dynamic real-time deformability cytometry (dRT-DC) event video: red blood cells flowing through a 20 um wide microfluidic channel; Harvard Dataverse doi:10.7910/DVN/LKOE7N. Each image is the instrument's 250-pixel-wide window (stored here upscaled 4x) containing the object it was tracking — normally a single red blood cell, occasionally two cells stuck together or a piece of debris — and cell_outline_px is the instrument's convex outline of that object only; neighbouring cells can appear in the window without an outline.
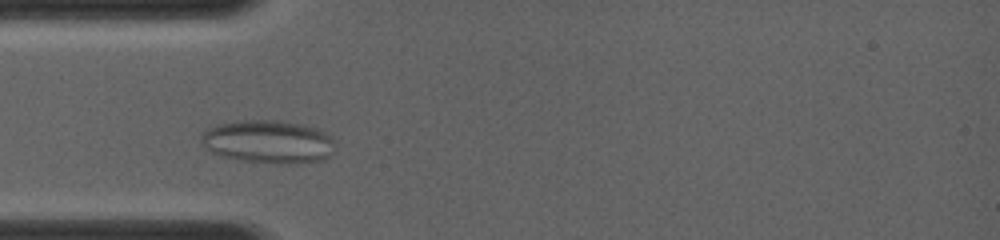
{"species": "common noctule bat (a hibernating species)", "species_latin": "Nyctalus noctula", "temperature_condition": "room temperature", "stored_images_in_passage": 29, "camera_frame_rate_fps": 4000, "um_per_image_px": 0.085, "animal": {"sex": "female", "body_mass_g": 19.0, "forearm_length_mm": 56.7}, "frame": {"image": 1, "passage_image": 4, "time_ms": 1.25, "image_size_px": [1000, 240], "cell_outline_px": [[332, 152], [324, 160], [292, 164], [288, 164], [240, 160], [220, 156], [204, 148], [200, 140], [200, 136], [208, 128], [220, 124], [240, 120], [280, 120], [300, 124], [316, 128], [332, 136]], "centroid_in_image_um": [22.77, 12.05], "position_along_channel_um": 62.2, "area_um2": 33.64}}
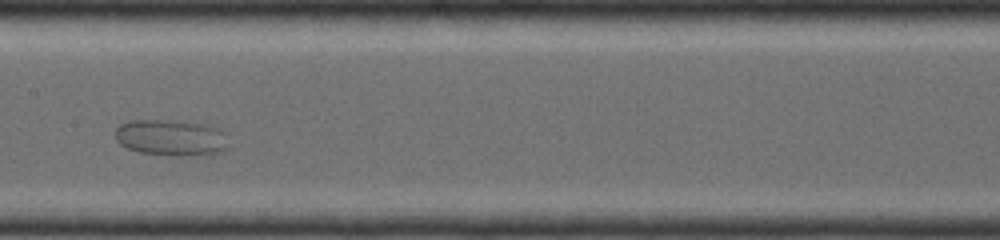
{"frame": {"image": 2, "passage_image": 12, "time_ms": 4.25, "image_size_px": [1000, 240], "cell_outline_px": [[228, 148], [224, 152], [140, 152], [128, 148], [120, 144], [116, 140], [116, 128], [120, 124], [132, 120], [168, 120], [204, 124], [220, 128]], "centroid_in_image_um": [14.47, 11.62], "position_along_channel_um": 192.9, "area_um2": 22.43}}
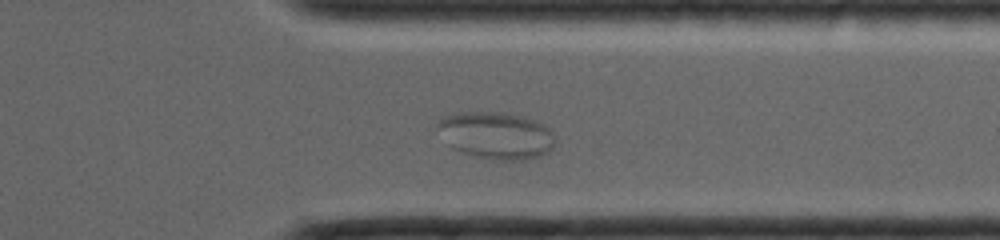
{"frame": {"image": 3, "passage_image": 24, "time_ms": 8.25, "image_size_px": [1000, 240], "cell_outline_px": [[552, 148], [548, 152], [540, 156], [524, 160], [496, 160], [464, 152], [452, 148], [448, 144], [436, 128], [436, 124], [444, 116], [456, 112], [500, 112], [524, 116], [544, 124], [552, 132]], "centroid_in_image_um": [42.15, 11.49], "position_along_channel_um": 369.2, "area_um2": 32.02}}